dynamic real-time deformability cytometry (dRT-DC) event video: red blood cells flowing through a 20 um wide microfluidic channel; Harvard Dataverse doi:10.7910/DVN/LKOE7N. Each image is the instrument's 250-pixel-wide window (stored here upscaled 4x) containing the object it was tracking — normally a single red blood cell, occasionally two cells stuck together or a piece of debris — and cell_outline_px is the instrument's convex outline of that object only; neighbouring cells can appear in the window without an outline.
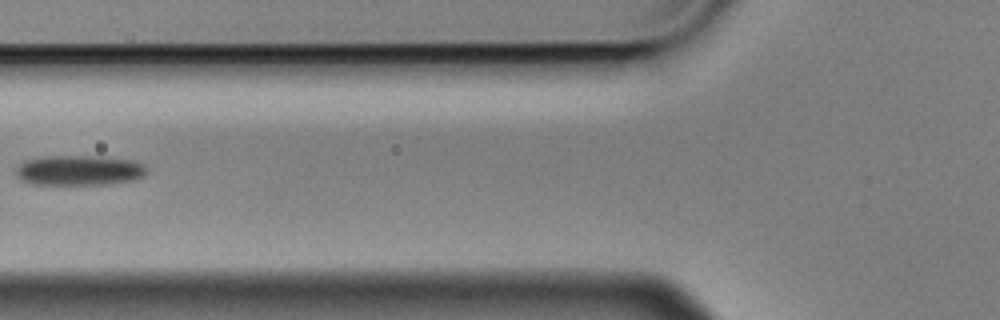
{"species": "Egyptian fruit bat (a non-hibernating species)", "species_latin": "Rousettus aegyptiacus", "temperature_condition": "cold", "stored_images_in_passage": 3, "camera_frame_rate_fps": 3000, "um_per_image_px": 0.085, "animal": {"sex": "male"}, "frame": {"image": 1, "passage_image": 3, "time_ms": 0.667, "image_size_px": [1000, 320], "cell_outline_px": [[148, 172], [144, 176], [132, 180], [108, 184], [32, 184], [20, 180], [16, 176], [16, 168], [24, 160], [44, 156], [104, 156], [132, 160], [144, 164], [148, 168]], "centroid_in_image_um": [6.74, 14.47], "position_along_channel_um": 119.1, "area_um2": 23.24}}